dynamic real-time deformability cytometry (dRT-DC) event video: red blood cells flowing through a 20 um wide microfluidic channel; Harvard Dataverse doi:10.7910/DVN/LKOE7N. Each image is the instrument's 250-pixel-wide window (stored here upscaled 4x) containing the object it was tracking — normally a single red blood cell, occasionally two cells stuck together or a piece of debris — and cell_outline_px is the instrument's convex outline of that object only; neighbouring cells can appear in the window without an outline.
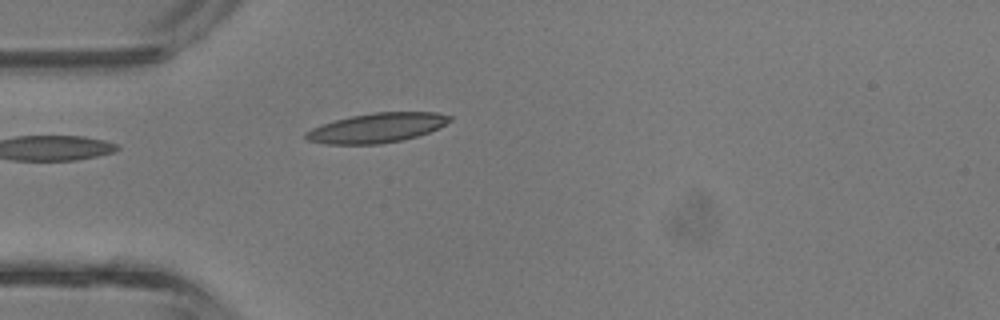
{"species": "common noctule bat (a hibernating species)", "species_latin": "Nyctalus noctula", "temperature_condition": "room temperature", "stored_images_in_passage": 3, "camera_frame_rate_fps": 3000, "um_per_image_px": 0.085, "animal": {"sex": "male", "body_mass_g": 13.3}, "frame": {"image": 1, "passage_image": 3, "time_ms": 0.667, "image_size_px": [1000, 320], "cell_outline_px": [[452, 120], [440, 128], [404, 140], [380, 144], [324, 144], [308, 140], [304, 136], [304, 132], [312, 128], [336, 120], [352, 116], [372, 112], [436, 112], [452, 116]], "centroid_in_image_um": [32.06, 10.87], "position_along_channel_um": 52.9, "area_um2": 24.8}}